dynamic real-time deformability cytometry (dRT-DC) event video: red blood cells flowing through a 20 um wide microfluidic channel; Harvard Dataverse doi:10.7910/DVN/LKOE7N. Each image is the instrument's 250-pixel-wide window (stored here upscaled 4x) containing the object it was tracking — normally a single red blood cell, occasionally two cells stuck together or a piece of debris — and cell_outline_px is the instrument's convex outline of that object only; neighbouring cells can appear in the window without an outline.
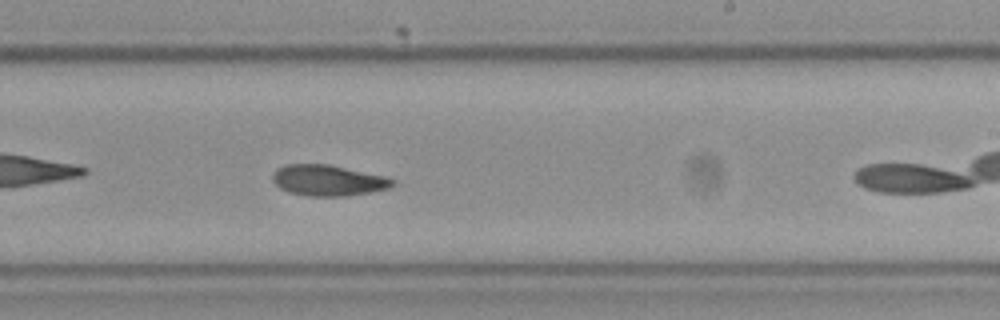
{"species": "Egyptian fruit bat (a non-hibernating species)", "species_latin": "Rousettus aegyptiacus", "temperature_condition": "cold", "stored_images_in_passage": 40, "camera_frame_rate_fps": 3000, "um_per_image_px": 0.085, "frame": {"image": 1, "passage_image": 18, "time_ms": 5.667, "image_size_px": [1000, 320], "cell_outline_px": [[396, 184], [388, 188], [368, 192], [344, 196], [308, 196], [288, 192], [280, 188], [272, 180], [272, 176], [280, 168], [288, 164], [328, 164], [384, 176], [396, 180]], "centroid_in_image_um": [27.9, 15.34], "position_along_channel_um": 261.1, "area_um2": 21.33}, "authors_computed_cell_mechanics": {"area_um2": 21.2993, "velocity_mm_per_s": 3.6021, "shape_relaxation_time_tau1_ms": null, "shape_relaxation_time_tau2_ms": 6.7309, "deformation_change_tau1": null, "deformation_change_tau2": 0.1042}}